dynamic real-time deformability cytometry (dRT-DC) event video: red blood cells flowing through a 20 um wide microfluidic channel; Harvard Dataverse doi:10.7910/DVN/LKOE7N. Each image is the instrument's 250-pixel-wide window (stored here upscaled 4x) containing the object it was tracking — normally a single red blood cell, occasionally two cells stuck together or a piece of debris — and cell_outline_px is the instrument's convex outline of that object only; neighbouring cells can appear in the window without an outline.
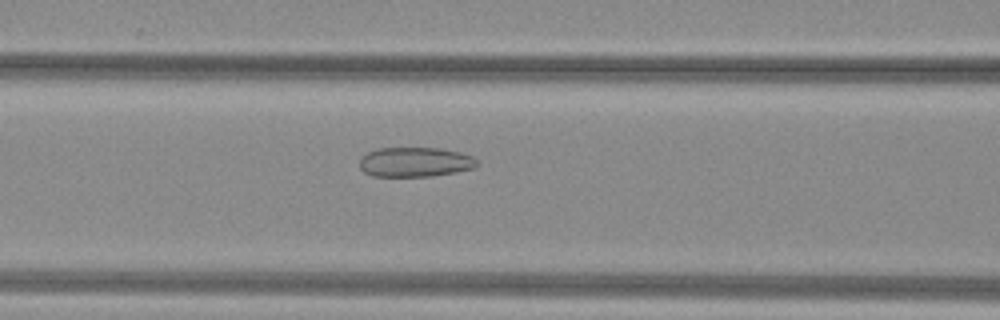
{"species": "common noctule bat (a hibernating species)", "species_latin": "Nyctalus noctula", "temperature_condition": "warm", "stored_images_in_passage": 39, "camera_frame_rate_fps": 3000, "um_per_image_px": 0.085, "animal": {"sex": "female", "body_mass_g": 29.2, "forearm_length_mm": 56.3}, "frame": {"image": 1, "passage_image": 11, "time_ms": 3.333, "image_size_px": [1000, 320], "cell_outline_px": [[480, 164], [476, 168], [456, 172], [432, 176], [372, 176], [364, 172], [360, 168], [360, 160], [368, 152], [380, 148], [436, 148], [460, 152], [472, 156]], "centroid_in_image_um": [35.32, 13.78], "position_along_channel_um": 131.3, "area_um2": 20.29}}
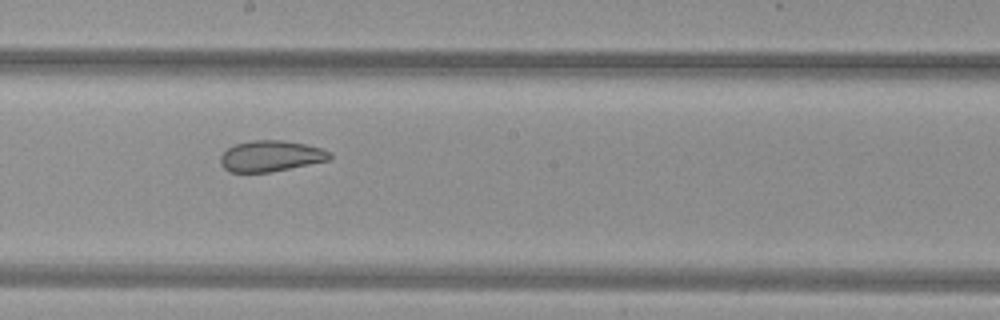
{"frame": {"image": 2, "passage_image": 18, "time_ms": 5.667, "image_size_px": [1000, 320], "cell_outline_px": [[332, 156], [328, 160], [268, 172], [228, 172], [220, 164], [220, 156], [228, 148], [236, 144], [252, 140], [284, 140], [304, 144], [320, 148], [332, 152]], "centroid_in_image_um": [22.99, 13.26], "position_along_channel_um": 225.2, "area_um2": 19.54}}
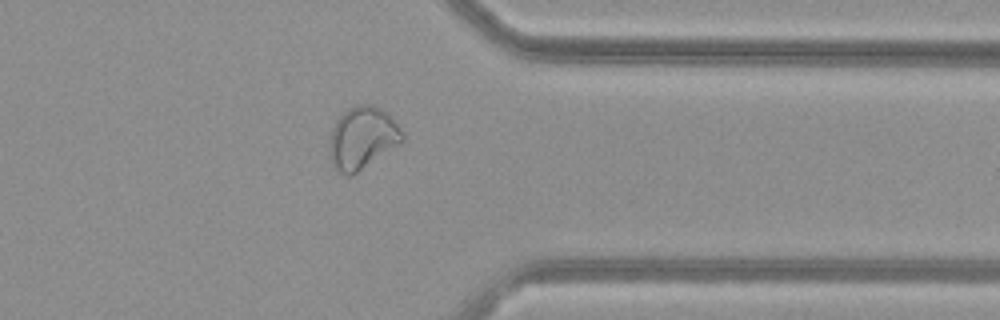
{"frame": {"image": 3, "passage_image": 30, "time_ms": 9.667, "image_size_px": [1000, 320], "cell_outline_px": [[404, 140], [400, 144], [352, 176], [348, 176], [336, 172], [328, 156], [328, 136], [336, 120], [348, 108], [356, 104], [372, 104], [388, 112], [400, 128], [404, 136]], "centroid_in_image_um": [30.76, 11.74], "position_along_channel_um": 380.6, "area_um2": 27.11}}